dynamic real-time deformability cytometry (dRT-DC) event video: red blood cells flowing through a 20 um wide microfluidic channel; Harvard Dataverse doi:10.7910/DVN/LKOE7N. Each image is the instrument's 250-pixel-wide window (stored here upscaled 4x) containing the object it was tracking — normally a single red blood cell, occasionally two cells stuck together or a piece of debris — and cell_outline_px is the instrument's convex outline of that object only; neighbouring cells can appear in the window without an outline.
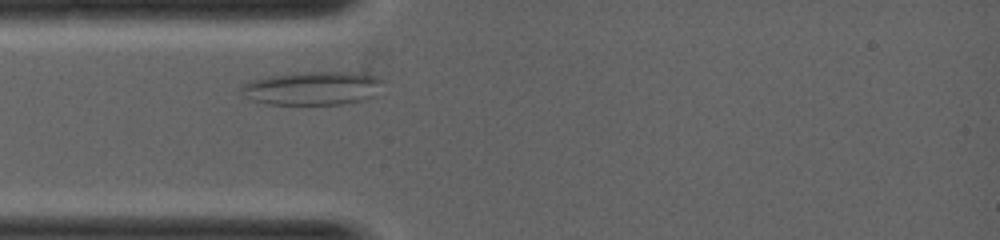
{"species": "common noctule bat (a hibernating species)", "species_latin": "Nyctalus noctula", "temperature_condition": "warm", "stored_images_in_passage": 2, "camera_frame_rate_fps": 5000, "um_per_image_px": 0.085, "animal": {"sex": "female", "body_mass_g": 19.0, "forearm_length_mm": 53.3}, "frame": {"image": 1, "passage_image": 2, "time_ms": 0.2, "image_size_px": [1000, 240], "cell_outline_px": [[384, 80], [372, 96], [364, 100], [340, 104], [268, 104], [252, 100], [244, 96], [240, 88], [244, 84], [268, 76], [296, 72], [352, 72], [376, 76]], "centroid_in_image_um": [26.55, 7.49], "position_along_channel_um": 58.4, "area_um2": 27.4}}